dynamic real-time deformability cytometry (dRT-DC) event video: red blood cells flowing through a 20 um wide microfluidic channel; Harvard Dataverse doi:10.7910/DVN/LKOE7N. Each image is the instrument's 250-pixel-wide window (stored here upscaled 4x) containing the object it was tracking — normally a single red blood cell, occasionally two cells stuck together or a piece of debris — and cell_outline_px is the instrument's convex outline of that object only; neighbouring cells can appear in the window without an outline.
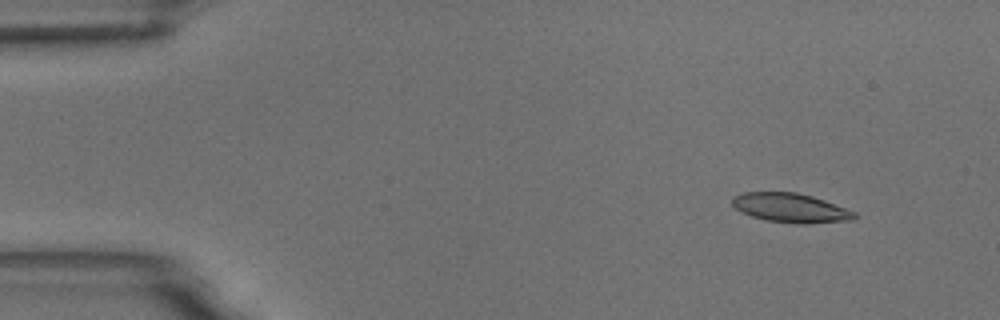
{"species": "common noctule bat (a hibernating species)", "species_latin": "Nyctalus noctula", "temperature_condition": "room temperature", "stored_images_in_passage": 4, "camera_frame_rate_fps": 3000, "um_per_image_px": 0.085, "animal": {"sex": "male", "body_mass_g": 18.8}, "frame": {"image": 1, "passage_image": 1, "time_ms": 0.0, "image_size_px": [1000, 320], "cell_outline_px": [[856, 216], [852, 220], [808, 224], [800, 224], [764, 220], [740, 212], [732, 204], [732, 196], [740, 192], [796, 192], [812, 196], [824, 200], [856, 212]], "centroid_in_image_um": [67.17, 17.67], "position_along_channel_um": 17.8, "area_um2": 20.92}}
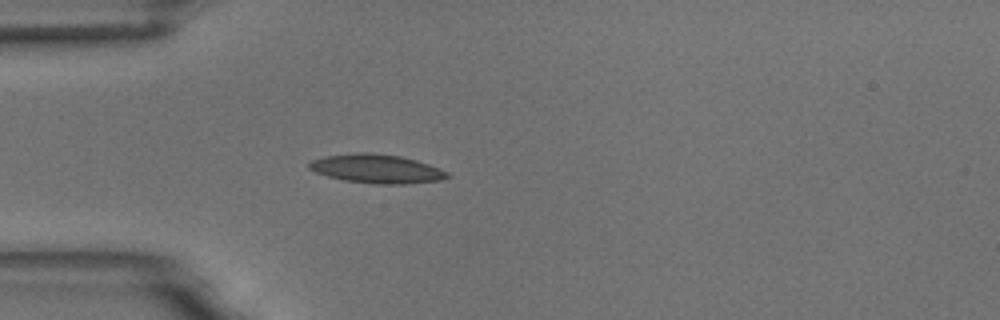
{"frame": {"image": 2, "passage_image": 4, "time_ms": 3.333, "image_size_px": [1000, 320], "cell_outline_px": [[452, 176], [440, 180], [404, 184], [372, 184], [344, 180], [328, 176], [316, 172], [308, 168], [308, 164], [312, 160], [324, 156], [356, 152], [372, 152], [400, 156], [416, 160], [440, 168], [448, 172]], "centroid_in_image_um": [32.02, 14.34], "position_along_channel_um": 53.0, "area_um2": 23.35}}